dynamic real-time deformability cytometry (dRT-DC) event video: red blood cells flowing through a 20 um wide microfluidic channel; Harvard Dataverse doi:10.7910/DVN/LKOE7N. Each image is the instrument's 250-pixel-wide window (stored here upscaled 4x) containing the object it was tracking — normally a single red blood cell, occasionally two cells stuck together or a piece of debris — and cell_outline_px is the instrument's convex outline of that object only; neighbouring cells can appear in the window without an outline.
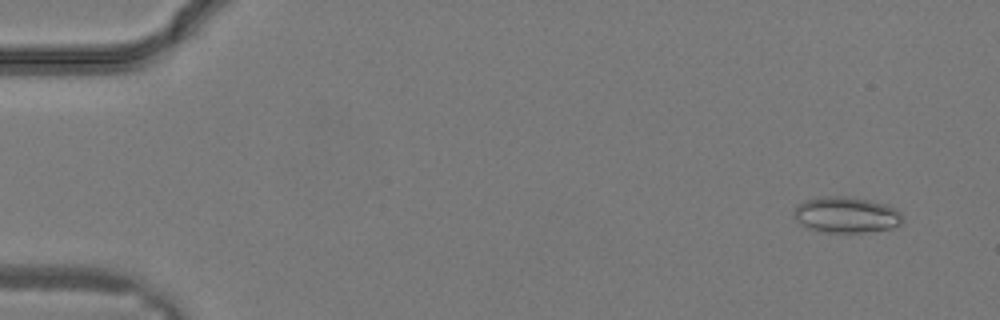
{"species": "common noctule bat (a hibernating species)", "species_latin": "Nyctalus noctula", "temperature_condition": "warm", "stored_images_in_passage": 30, "camera_frame_rate_fps": 3000, "um_per_image_px": 0.085, "animal": {"sex": "male", "body_mass_g": 19.2, "forearm_length_mm": 51.8}, "frame": {"image": 1, "passage_image": 1, "time_ms": 0.0, "image_size_px": [1000, 320], "cell_outline_px": [[904, 224], [892, 228], [860, 232], [828, 232], [812, 228], [800, 224], [792, 216], [792, 212], [796, 204], [804, 200], [816, 196], [844, 196], [868, 200], [884, 204], [896, 208], [900, 212], [904, 220]], "centroid_in_image_um": [71.91, 18.24], "position_along_channel_um": 13.1, "area_um2": 22.95}}
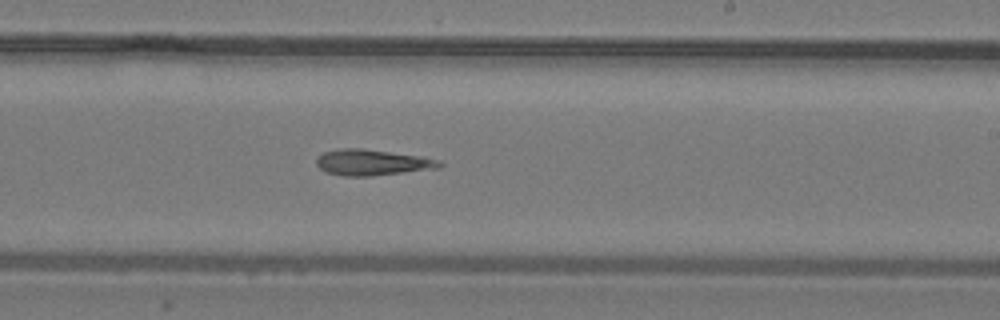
{"frame": {"image": 2, "passage_image": 18, "time_ms": 5.667, "image_size_px": [1000, 320], "cell_outline_px": [[444, 164], [440, 168], [368, 176], [344, 176], [324, 172], [316, 164], [316, 160], [324, 152], [340, 148], [364, 148], [424, 156], [440, 160]], "centroid_in_image_um": [31.67, 13.8], "position_along_channel_um": 257.3, "area_um2": 18.79}}
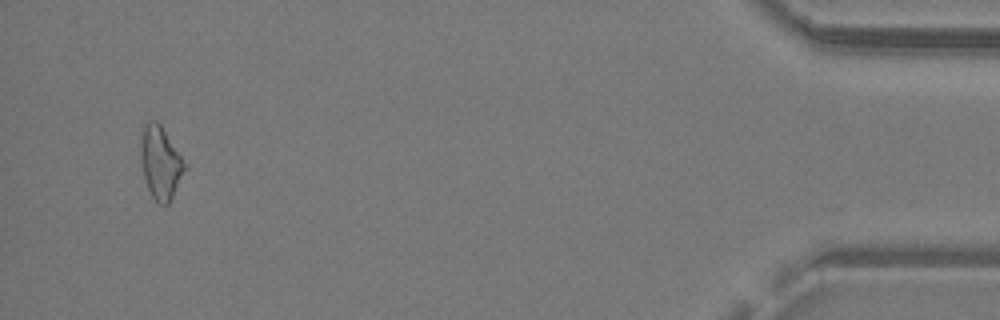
{"frame": {"image": 3, "passage_image": 29, "time_ms": 9.333, "image_size_px": [1000, 320], "cell_outline_px": [[188, 168], [168, 204], [160, 204], [152, 196], [148, 188], [144, 176], [140, 160], [140, 140], [144, 124], [148, 120], [156, 120], [160, 124], [188, 164]], "centroid_in_image_um": [13.66, 13.79], "position_along_channel_um": 421.5, "area_um2": 18.96}}